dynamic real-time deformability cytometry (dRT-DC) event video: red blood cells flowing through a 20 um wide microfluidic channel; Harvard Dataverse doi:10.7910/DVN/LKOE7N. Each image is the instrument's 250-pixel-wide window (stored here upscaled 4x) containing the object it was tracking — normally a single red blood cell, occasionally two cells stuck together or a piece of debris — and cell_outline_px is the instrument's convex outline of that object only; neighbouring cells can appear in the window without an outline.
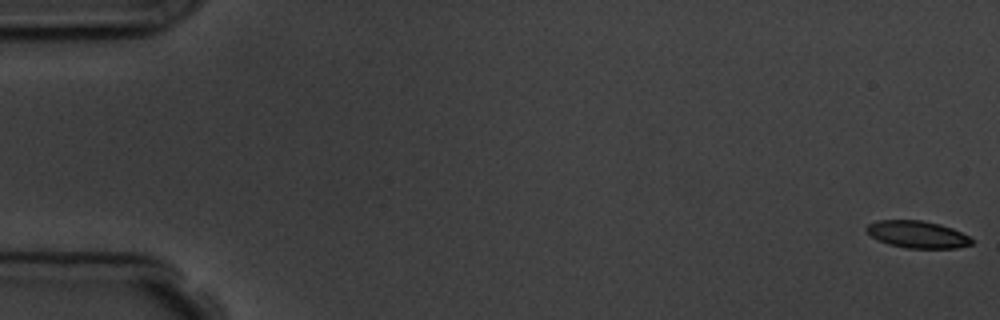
{"species": "common noctule bat (a hibernating species)", "species_latin": "Nyctalus noctula", "temperature_condition": "room temperature", "stored_images_in_passage": 6, "camera_frame_rate_fps": 3000, "um_per_image_px": 0.085, "animal": {"sex": "male", "body_mass_g": 19.5, "forearm_length_mm": 54.6}, "frame": {"image": 1, "passage_image": 1, "time_ms": 0.0, "image_size_px": [1000, 320], "cell_outline_px": [[976, 240], [972, 244], [956, 248], [908, 248], [888, 244], [872, 236], [864, 228], [868, 224], [876, 220], [920, 220], [940, 224], [952, 228]], "centroid_in_image_um": [78.0, 19.92], "position_along_channel_um": 7.0, "area_um2": 16.59}}
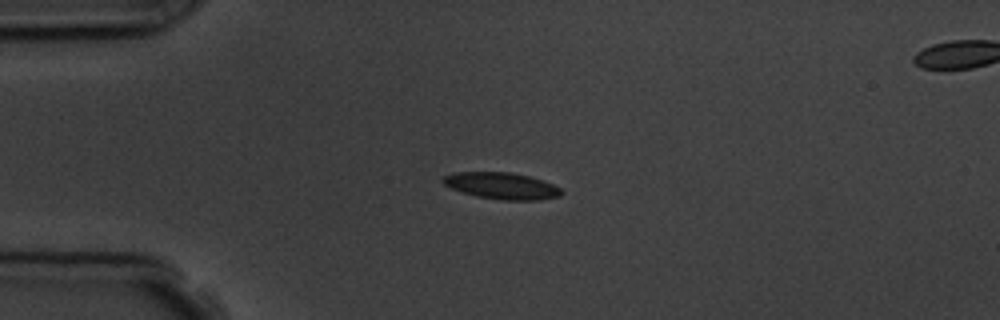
{"frame": {"image": 2, "passage_image": 5, "time_ms": 4.333, "image_size_px": [1000, 320], "cell_outline_px": [[564, 192], [560, 196], [536, 200], [500, 200], [476, 196], [452, 188], [444, 184], [440, 180], [440, 176], [452, 172], [508, 172], [528, 176], [544, 180], [560, 188]], "centroid_in_image_um": [42.61, 15.78], "position_along_channel_um": 42.4, "area_um2": 18.44}}